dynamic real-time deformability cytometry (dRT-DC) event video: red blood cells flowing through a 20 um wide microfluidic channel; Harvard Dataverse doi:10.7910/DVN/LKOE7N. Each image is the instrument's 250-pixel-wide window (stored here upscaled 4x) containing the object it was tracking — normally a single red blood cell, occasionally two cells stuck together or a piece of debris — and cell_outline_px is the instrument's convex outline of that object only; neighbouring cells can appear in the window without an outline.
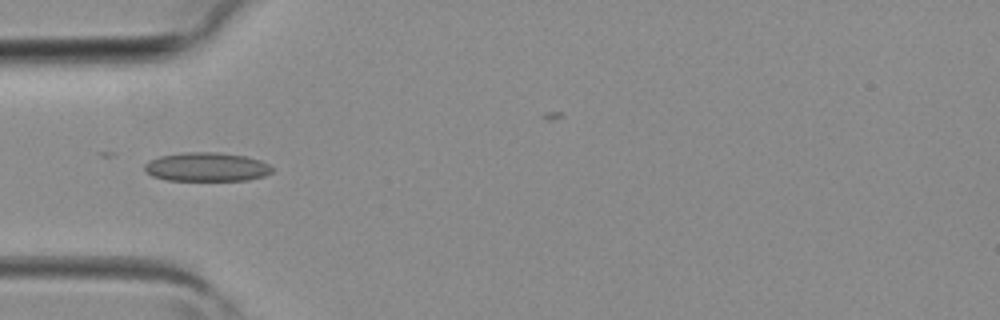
{"species": "common noctule bat (a hibernating species)", "species_latin": "Nyctalus noctula", "temperature_condition": "room temperature", "stored_images_in_passage": 3, "camera_frame_rate_fps": 3000, "um_per_image_px": 0.085, "animal": {"sex": "female", "body_mass_g": 19.3, "forearm_length_mm": 54.1}, "frame": {"image": 1, "passage_image": 2, "time_ms": 0.333, "image_size_px": [1000, 320], "cell_outline_px": [[272, 172], [264, 176], [248, 180], [168, 180], [152, 176], [144, 168], [144, 164], [148, 160], [160, 156], [184, 152], [216, 152], [244, 156], [260, 160], [268, 164], [272, 168]], "centroid_in_image_um": [17.55, 14.19], "position_along_channel_um": 67.4, "area_um2": 21.39}}
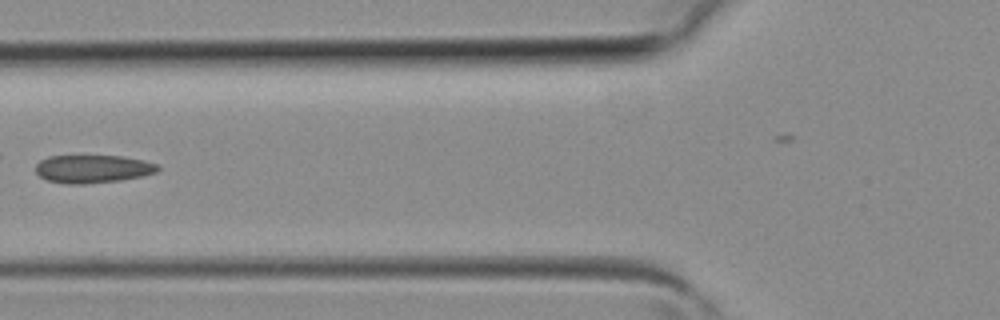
{"frame": {"image": 2, "passage_image": 3, "time_ms": 0.667, "image_size_px": [1000, 320], "cell_outline_px": [[160, 168], [156, 172], [144, 176], [120, 180], [84, 184], [64, 184], [48, 180], [40, 176], [36, 172], [36, 164], [40, 160], [48, 156], [120, 156], [144, 160], [160, 164]], "centroid_in_image_um": [7.91, 14.35], "position_along_channel_um": 117.9, "area_um2": 20.06}}